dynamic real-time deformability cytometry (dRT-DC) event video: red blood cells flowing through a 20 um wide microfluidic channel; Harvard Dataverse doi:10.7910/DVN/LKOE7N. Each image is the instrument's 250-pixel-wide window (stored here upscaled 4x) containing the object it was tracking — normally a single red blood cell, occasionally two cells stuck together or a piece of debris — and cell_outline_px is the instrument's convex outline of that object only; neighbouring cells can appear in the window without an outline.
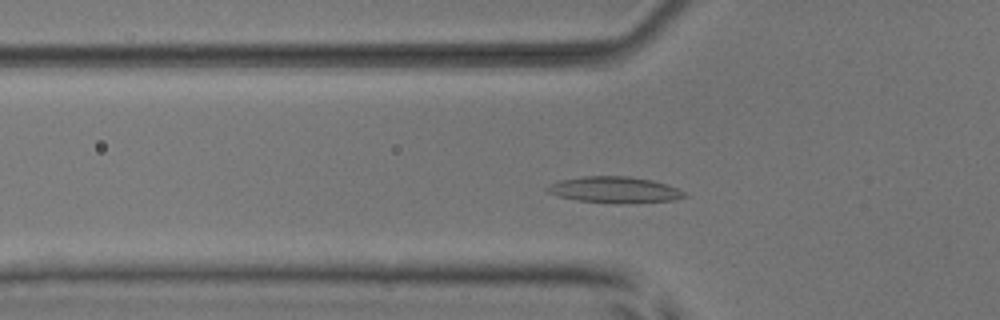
{"species": "common noctule bat (a hibernating species)", "species_latin": "Nyctalus noctula", "temperature_condition": "room temperature", "stored_images_in_passage": 48, "segment_of_instrument_passage": [1, 2], "camera_frame_rate_fps": 3000, "um_per_image_px": 0.085, "animal": {"sex": "male", "body_mass_g": 17.9, "forearm_length_mm": 54.2}, "frame": {"image": 1, "passage_image": 12, "time_ms": 3.667, "image_size_px": [1000, 320], "cell_outline_px": [[688, 196], [672, 200], [580, 200], [560, 196], [548, 192], [544, 188], [560, 180], [584, 176], [628, 176], [652, 180], [676, 188], [684, 192]], "centroid_in_image_um": [52.19, 16.06], "position_along_channel_um": 73.6, "area_um2": 19.31}}
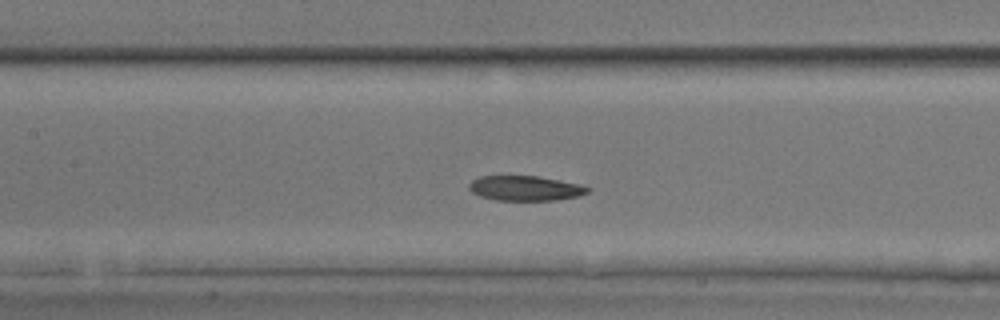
{"frame": {"image": 2, "passage_image": 19, "time_ms": 6.0, "image_size_px": [1000, 320], "cell_outline_px": [[592, 188], [588, 192], [576, 196], [556, 200], [496, 200], [480, 196], [472, 192], [468, 188], [468, 184], [472, 180], [480, 176], [536, 176], [580, 184]], "centroid_in_image_um": [44.62, 16.0], "position_along_channel_um": 162.8, "area_um2": 17.11}}
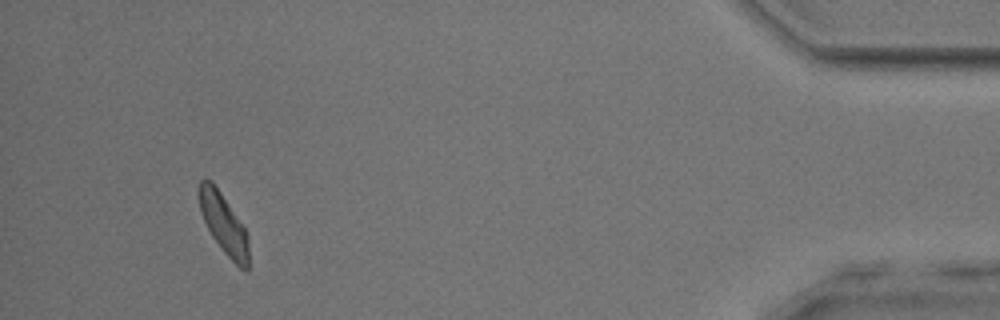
{"frame": {"image": 3, "passage_image": 44, "time_ms": 14.333, "image_size_px": [1000, 320], "cell_outline_px": [[248, 272], [244, 272], [224, 252], [212, 236], [200, 212], [200, 180], [204, 176], [212, 180], [244, 228], [248, 236]], "centroid_in_image_um": [19.02, 19.04], "position_along_channel_um": 416.2, "area_um2": 16.99}}